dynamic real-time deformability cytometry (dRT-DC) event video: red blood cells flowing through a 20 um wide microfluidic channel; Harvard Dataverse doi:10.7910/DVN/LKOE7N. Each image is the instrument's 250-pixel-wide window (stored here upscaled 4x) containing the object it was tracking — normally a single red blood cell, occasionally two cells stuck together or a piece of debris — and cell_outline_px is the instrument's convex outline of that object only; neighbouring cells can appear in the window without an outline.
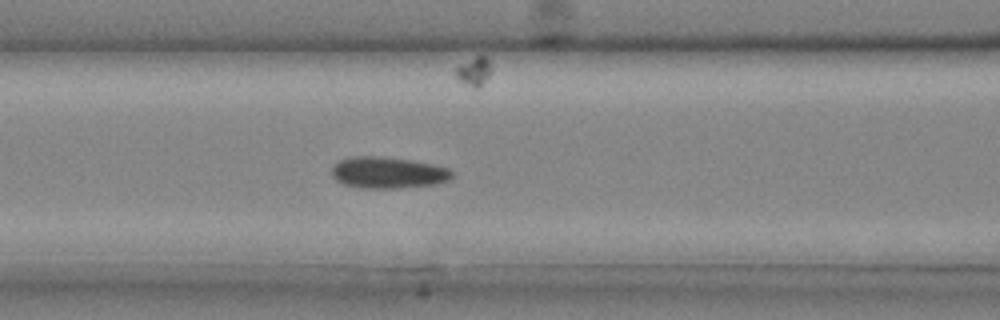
{"species": "common noctule bat (a hibernating species)", "species_latin": "Nyctalus noctula", "temperature_condition": "cold", "stored_images_in_passage": 20, "camera_frame_rate_fps": 3000, "um_per_image_px": 0.085, "animal": {"sex": "male", "body_mass_g": 20.4}, "frame": {"image": 1, "passage_image": 4, "time_ms": 1.0, "image_size_px": [1000, 320], "cell_outline_px": [[452, 176], [448, 180], [432, 184], [392, 188], [360, 188], [344, 184], [336, 180], [332, 176], [332, 164], [340, 160], [352, 156], [384, 156], [412, 160], [432, 164], [448, 168], [452, 172]], "centroid_in_image_um": [32.92, 14.65], "position_along_channel_um": 133.7, "area_um2": 21.96}}
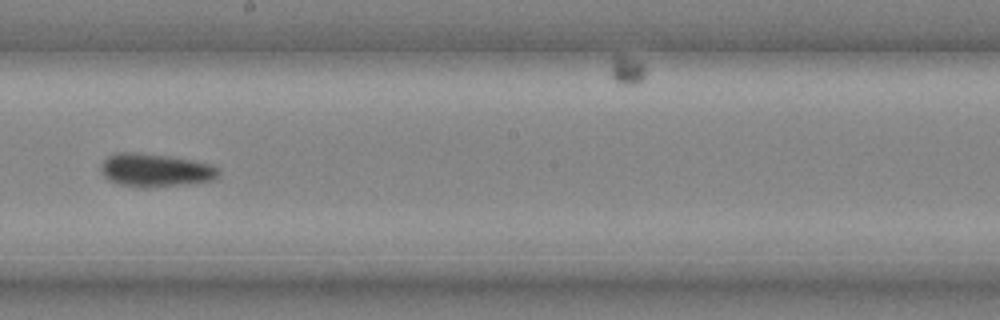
{"frame": {"image": 2, "passage_image": 9, "time_ms": 2.667, "image_size_px": [1000, 320], "cell_outline_px": [[220, 172], [212, 180], [148, 188], [140, 188], [120, 184], [108, 180], [104, 176], [100, 168], [104, 160], [108, 156], [116, 152], [136, 152], [168, 156], [192, 160], [212, 164]], "centroid_in_image_um": [13.15, 14.46], "position_along_channel_um": 235.0, "area_um2": 22.6}}
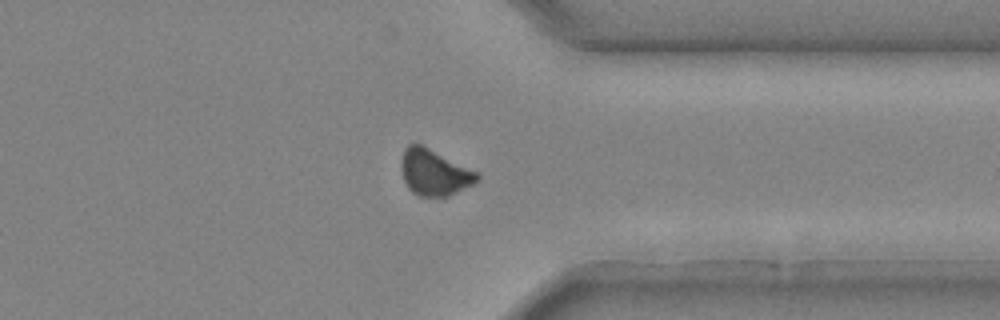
{"frame": {"image": 3, "passage_image": 16, "time_ms": 5.0, "image_size_px": [1000, 320], "cell_outline_px": [[480, 180], [448, 196], [420, 196], [412, 192], [408, 188], [404, 180], [400, 168], [400, 164], [404, 148], [408, 144], [420, 144], [480, 172]], "centroid_in_image_um": [36.92, 14.65], "position_along_channel_um": 374.5, "area_um2": 20.46}}